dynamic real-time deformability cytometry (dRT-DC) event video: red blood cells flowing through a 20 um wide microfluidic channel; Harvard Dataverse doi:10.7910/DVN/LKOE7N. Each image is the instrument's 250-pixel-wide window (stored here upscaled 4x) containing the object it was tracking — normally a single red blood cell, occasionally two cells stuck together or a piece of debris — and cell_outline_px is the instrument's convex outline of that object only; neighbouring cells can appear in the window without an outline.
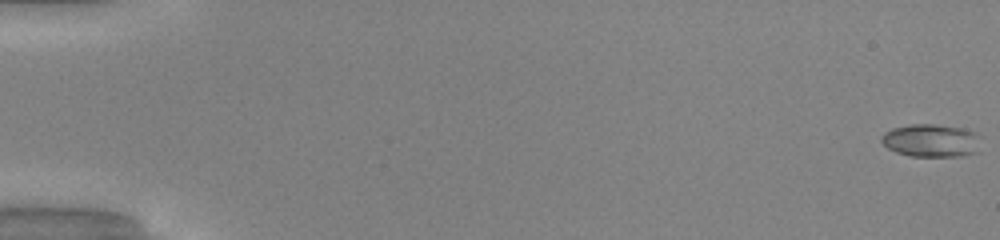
{"species": "common noctule bat (a hibernating species)", "species_latin": "Nyctalus noctula", "temperature_condition": "warm", "stored_images_in_passage": 52, "camera_frame_rate_fps": 3000, "um_per_image_px": 0.085, "animal": {"sex": "male", "body_mass_g": 20.0, "forearm_length_mm": 53.3}, "frame": {"image": 1, "passage_image": 1, "time_ms": 0.0, "image_size_px": [1000, 240], "cell_outline_px": [[980, 152], [964, 156], [908, 156], [896, 152], [888, 148], [880, 140], [880, 136], [884, 132], [892, 128], [908, 124], [936, 124], [964, 128], [976, 132], [980, 136]], "centroid_in_image_um": [79.19, 11.94], "position_along_channel_um": 5.8, "area_um2": 19.59}}
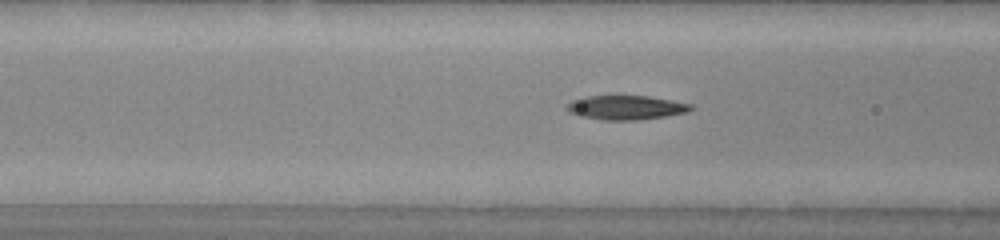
{"frame": {"image": 2, "passage_image": 22, "time_ms": 7.0, "image_size_px": [1000, 240], "cell_outline_px": [[696, 108], [688, 112], [640, 120], [600, 120], [580, 116], [568, 112], [564, 108], [572, 100], [584, 96], [648, 96], [672, 100], [692, 104]], "centroid_in_image_um": [53.21, 9.14], "position_along_channel_um": 113.4, "area_um2": 17.69}}
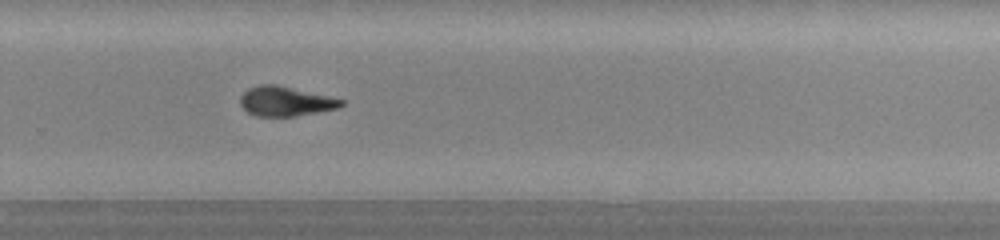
{"frame": {"image": 3, "passage_image": 36, "time_ms": 11.667, "image_size_px": [1000, 240], "cell_outline_px": [[344, 104], [336, 108], [296, 116], [256, 116], [248, 112], [240, 104], [240, 96], [248, 88], [260, 84], [276, 84], [328, 96], [344, 100]], "centroid_in_image_um": [24.23, 8.6], "position_along_channel_um": 305.6, "area_um2": 17.22}, "authors_computed_cell_mechanics": {"area_um2": 18.0047, "velocity_mm_per_s": 4.1227, "shape_relaxation_time_tau1_ms": 3.5386, "shape_relaxation_time_tau2_ms": 6.8681, "deformation_change_tau1": 0.1591, "deformation_change_tau2": 0.1785}}